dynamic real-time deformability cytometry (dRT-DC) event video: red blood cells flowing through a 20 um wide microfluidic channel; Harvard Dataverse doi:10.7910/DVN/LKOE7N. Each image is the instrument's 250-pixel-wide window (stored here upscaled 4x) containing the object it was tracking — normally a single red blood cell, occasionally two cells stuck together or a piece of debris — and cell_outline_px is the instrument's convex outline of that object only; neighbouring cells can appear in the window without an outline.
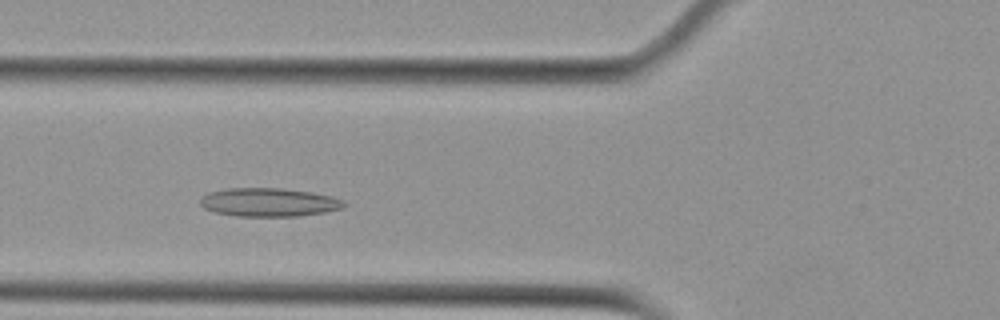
{"species": "Egyptian fruit bat (a non-hibernating species)", "species_latin": "Rousettus aegyptiacus", "temperature_condition": "cold", "stored_images_in_passage": 45, "camera_frame_rate_fps": 3000, "um_per_image_px": 0.085, "animal": {"sex": "female"}, "frame": {"image": 1, "passage_image": 11, "time_ms": 3.333, "image_size_px": [1000, 320], "cell_outline_px": [[348, 204], [344, 208], [324, 212], [296, 216], [236, 216], [216, 212], [204, 208], [200, 204], [200, 200], [208, 192], [228, 188], [280, 188], [312, 192], [332, 196], [344, 200]], "centroid_in_image_um": [22.89, 17.19], "position_along_channel_um": 102.9, "area_um2": 23.93}}
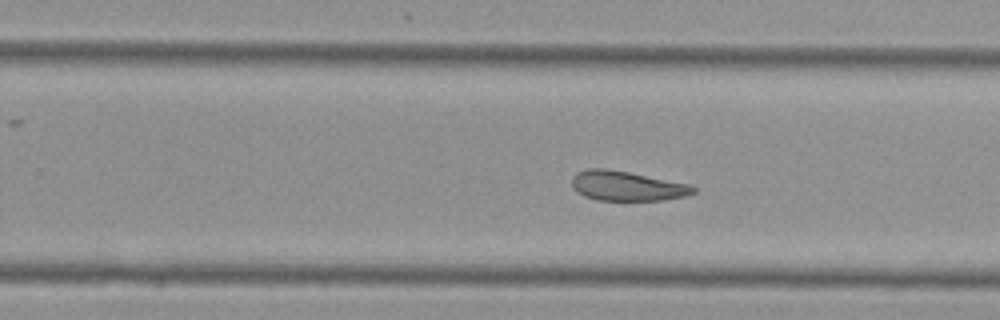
{"frame": {"image": 2, "passage_image": 25, "time_ms": 8.0, "image_size_px": [1000, 320], "cell_outline_px": [[696, 192], [688, 196], [664, 200], [596, 200], [584, 196], [576, 192], [572, 188], [572, 176], [576, 172], [588, 168], [604, 168], [628, 172], [692, 184], [696, 188]], "centroid_in_image_um": [53.3, 15.81], "position_along_channel_um": 276.5, "area_um2": 21.33}}
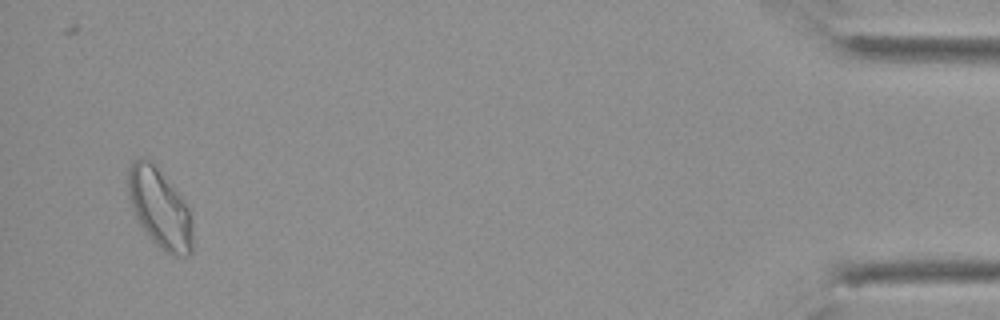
{"frame": {"image": 3, "passage_image": 43, "time_ms": 14.0, "image_size_px": [1000, 320], "cell_outline_px": [[192, 252], [188, 256], [172, 256], [164, 252], [148, 236], [132, 212], [128, 200], [128, 168], [136, 160], [148, 160], [156, 164], [180, 196], [188, 208], [192, 224]], "centroid_in_image_um": [13.57, 17.75], "position_along_channel_um": 421.6, "area_um2": 29.82}, "authors_computed_cell_mechanics": {"area_um2": 23.698, "velocity_mm_per_s": 3.7288, "shape_relaxation_time_tau1_ms": null, "shape_relaxation_time_tau2_ms": 5.1818, "deformation_change_tau1": null, "deformation_change_tau2": 0.1365}}